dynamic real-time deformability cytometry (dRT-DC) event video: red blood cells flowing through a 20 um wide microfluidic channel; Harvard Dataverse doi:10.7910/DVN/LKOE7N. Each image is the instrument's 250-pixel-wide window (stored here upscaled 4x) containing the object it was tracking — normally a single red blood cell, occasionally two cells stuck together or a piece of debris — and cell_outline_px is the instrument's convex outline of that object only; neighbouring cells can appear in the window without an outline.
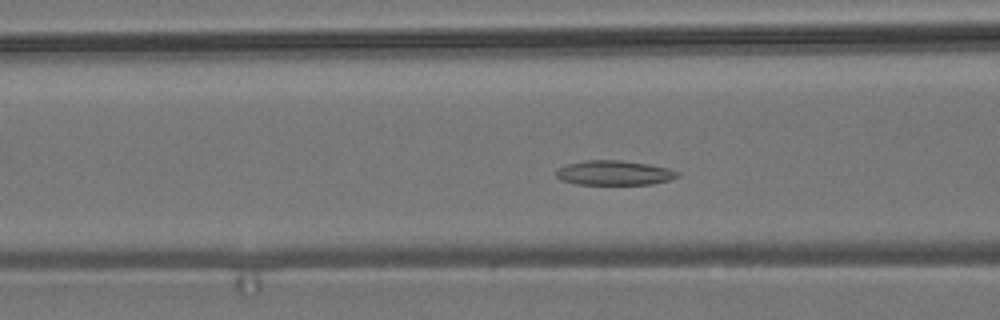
{"species": "common noctule bat (a hibernating species)", "species_latin": "Nyctalus noctula", "temperature_condition": "room temperature", "stored_images_in_passage": 49, "camera_frame_rate_fps": 3000, "um_per_image_px": 0.085, "animal": {"sex": "male", "body_mass_g": 19.2, "forearm_length_mm": 51.8}, "frame": {"image": 1, "passage_image": 16, "time_ms": 5.0, "image_size_px": [1000, 320], "cell_outline_px": [[680, 176], [668, 180], [652, 184], [576, 184], [560, 180], [556, 176], [556, 172], [560, 168], [568, 164], [584, 160], [620, 160], [648, 164], [668, 168], [680, 172]], "centroid_in_image_um": [52.22, 14.69], "position_along_channel_um": 114.4, "area_um2": 17.34}}
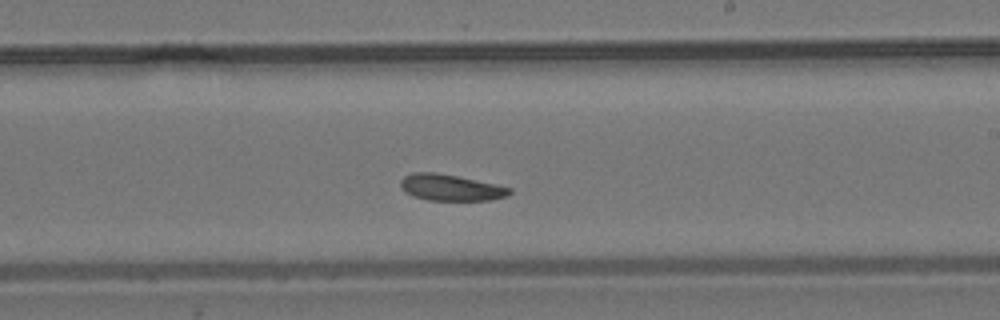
{"frame": {"image": 2, "passage_image": 27, "time_ms": 8.667, "image_size_px": [1000, 320], "cell_outline_px": [[512, 192], [508, 196], [492, 200], [428, 200], [412, 196], [404, 192], [400, 184], [400, 180], [404, 176], [412, 172], [436, 172], [496, 184], [512, 188]], "centroid_in_image_um": [38.3, 15.94], "position_along_channel_um": 250.7, "area_um2": 16.82}}
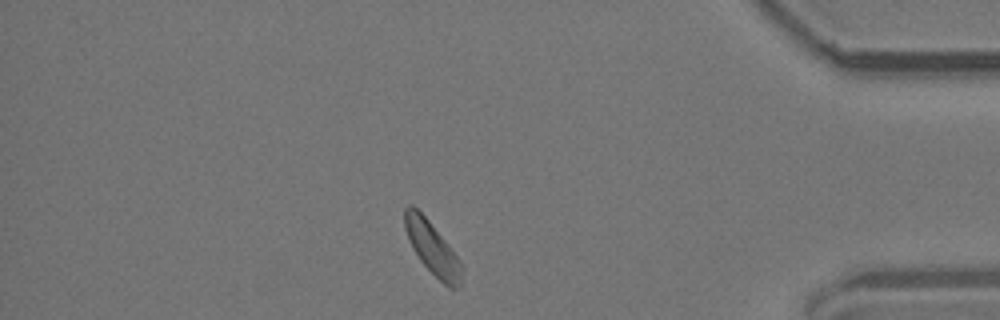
{"frame": {"image": 3, "passage_image": 42, "time_ms": 13.667, "image_size_px": [1000, 320], "cell_outline_px": [[460, 284], [456, 288], [448, 288], [420, 260], [412, 248], [404, 228], [404, 208], [408, 204], [412, 204], [428, 220], [448, 244], [460, 260]], "centroid_in_image_um": [36.7, 21.05], "position_along_channel_um": 398.5, "area_um2": 17.05}, "authors_computed_cell_mechanics": {"area_um2": 17.4556, "velocity_mm_per_s": 3.7216, "shape_relaxation_time_tau1_ms": 7.0537, "shape_relaxation_time_tau2_ms": null, "deformation_change_tau1": 0.0829, "deformation_change_tau2": null}}